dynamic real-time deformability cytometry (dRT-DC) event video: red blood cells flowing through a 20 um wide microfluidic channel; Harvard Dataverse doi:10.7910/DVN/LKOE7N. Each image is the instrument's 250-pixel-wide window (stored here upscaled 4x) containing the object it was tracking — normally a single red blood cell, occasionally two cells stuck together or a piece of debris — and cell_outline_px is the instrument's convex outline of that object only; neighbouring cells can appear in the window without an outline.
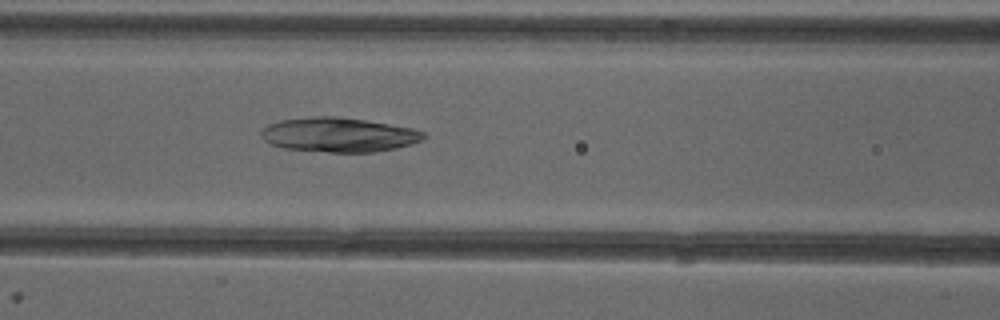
{"species": "common noctule bat (a hibernating species)", "species_latin": "Nyctalus noctula", "temperature_condition": "cold", "stored_images_in_passage": 47, "camera_frame_rate_fps": 3000, "um_per_image_px": 0.085, "animal": {"sex": "female"}, "frame": {"image": 1, "passage_image": 18, "time_ms": 5.667, "image_size_px": [1000, 320], "cell_outline_px": [[428, 136], [412, 144], [396, 148], [376, 152], [328, 152], [284, 148], [272, 144], [264, 140], [260, 136], [260, 132], [268, 124], [280, 120], [312, 116], [336, 116], [364, 120], [412, 128], [424, 132]], "centroid_in_image_um": [28.79, 11.45], "position_along_channel_um": 137.8, "area_um2": 32.6}}
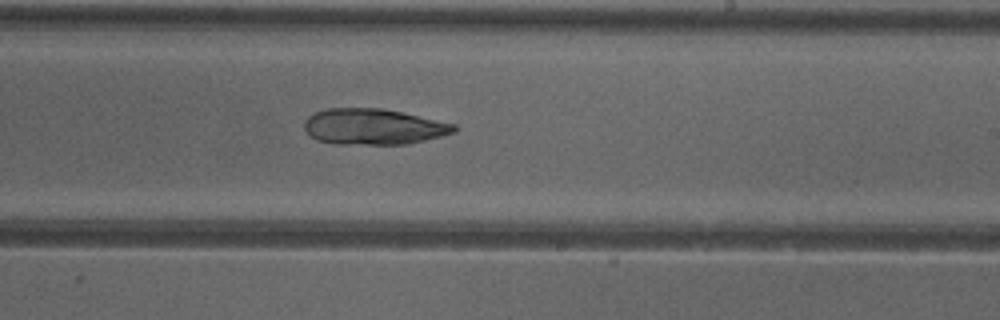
{"frame": {"image": 2, "passage_image": 27, "time_ms": 8.667, "image_size_px": [1000, 320], "cell_outline_px": [[460, 128], [456, 132], [408, 144], [332, 144], [316, 140], [304, 128], [304, 120], [308, 116], [324, 108], [380, 108], [400, 112], [456, 124]], "centroid_in_image_um": [31.73, 10.77], "position_along_channel_um": 257.3, "area_um2": 31.39}}
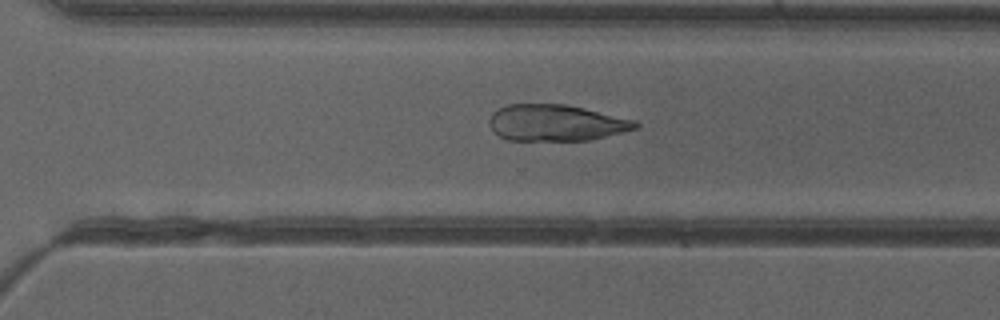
{"frame": {"image": 3, "passage_image": 32, "time_ms": 10.333, "image_size_px": [1000, 320], "cell_outline_px": [[640, 128], [592, 140], [508, 140], [500, 136], [488, 124], [488, 120], [492, 112], [496, 108], [508, 104], [564, 104], [584, 108], [636, 120], [640, 124]], "centroid_in_image_um": [47.28, 10.43], "position_along_channel_um": 323.3, "area_um2": 31.21}}